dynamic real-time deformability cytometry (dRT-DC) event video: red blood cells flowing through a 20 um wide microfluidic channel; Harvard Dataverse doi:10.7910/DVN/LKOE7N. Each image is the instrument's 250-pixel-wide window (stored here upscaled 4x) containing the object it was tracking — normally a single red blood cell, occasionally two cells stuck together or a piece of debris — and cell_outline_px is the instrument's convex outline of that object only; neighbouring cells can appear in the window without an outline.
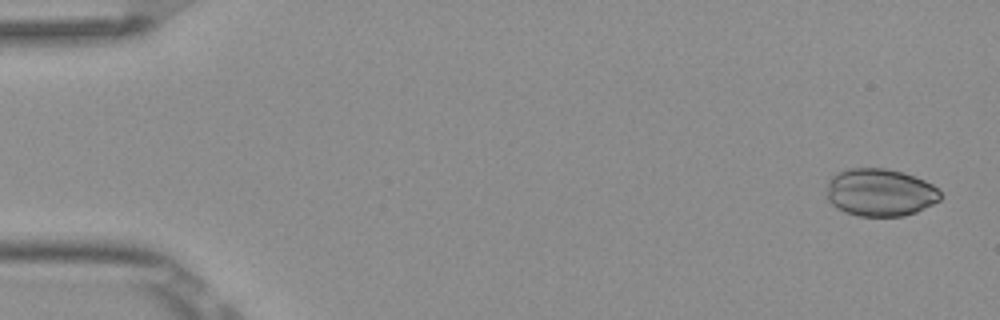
{"species": "Egyptian fruit bat (a non-hibernating species)", "species_latin": "Rousettus aegyptiacus", "temperature_condition": "room temperature", "stored_images_in_passage": 6, "camera_frame_rate_fps": 3000, "um_per_image_px": 0.085, "frame": {"image": 1, "passage_image": 1, "time_ms": 0.0, "image_size_px": [1000, 320], "cell_outline_px": [[940, 200], [916, 212], [904, 216], [860, 216], [844, 212], [836, 208], [828, 200], [828, 180], [832, 176], [848, 168], [884, 168], [904, 172], [924, 180], [932, 184], [940, 192]], "centroid_in_image_um": [74.8, 16.36], "position_along_channel_um": 10.2, "area_um2": 31.5}}